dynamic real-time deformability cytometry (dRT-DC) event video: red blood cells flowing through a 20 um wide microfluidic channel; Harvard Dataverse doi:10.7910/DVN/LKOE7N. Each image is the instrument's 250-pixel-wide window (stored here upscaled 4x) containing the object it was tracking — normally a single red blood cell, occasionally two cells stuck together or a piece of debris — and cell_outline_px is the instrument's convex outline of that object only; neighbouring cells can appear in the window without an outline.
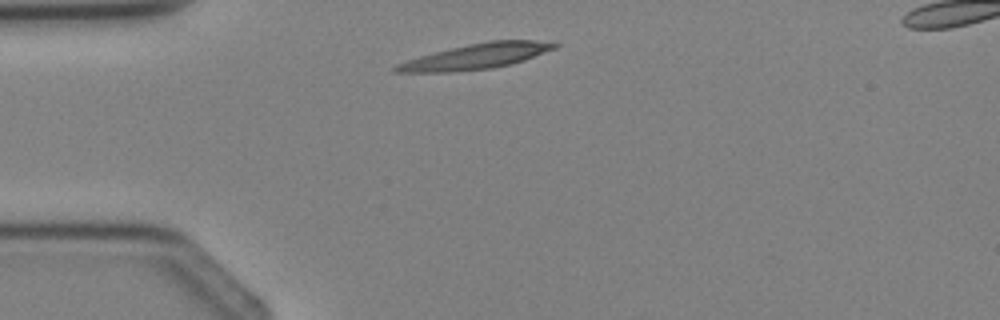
{"species": "Egyptian fruit bat (a non-hibernating species)", "species_latin": "Rousettus aegyptiacus", "temperature_condition": "cold", "stored_images_in_passage": 1, "camera_frame_rate_fps": 3000, "um_per_image_px": 0.085, "animal": {"sex": "female"}, "frame": {"image": 1, "passage_image": 1, "time_ms": 0.0, "image_size_px": [1000, 320], "cell_outline_px": [[560, 44], [556, 48], [524, 60], [512, 64], [492, 68], [448, 72], [396, 72], [392, 68], [396, 64], [420, 56], [468, 44], [488, 40], [536, 40]], "centroid_in_image_um": [40.5, 4.79], "position_along_channel_um": 44.5, "area_um2": 23.18}}